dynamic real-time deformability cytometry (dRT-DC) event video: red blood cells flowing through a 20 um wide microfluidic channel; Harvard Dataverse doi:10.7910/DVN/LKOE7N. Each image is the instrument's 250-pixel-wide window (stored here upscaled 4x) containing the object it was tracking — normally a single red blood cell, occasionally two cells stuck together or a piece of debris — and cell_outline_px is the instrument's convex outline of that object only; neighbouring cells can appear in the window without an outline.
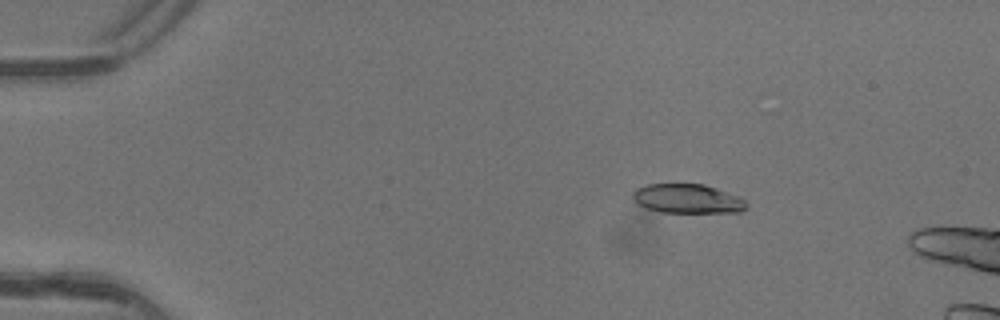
{"species": "common noctule bat (a hibernating species)", "species_latin": "Nyctalus noctula", "temperature_condition": "warm", "stored_images_in_passage": 6, "camera_frame_rate_fps": 3000, "um_per_image_px": 0.085, "animal": {"sex": "female"}, "frame": {"image": 1, "passage_image": 3, "time_ms": 0.667, "image_size_px": [1000, 320], "cell_outline_px": [[748, 204], [740, 212], [660, 212], [648, 208], [640, 204], [632, 196], [632, 192], [636, 188], [644, 184], [704, 184], [740, 196]], "centroid_in_image_um": [58.45, 16.88], "position_along_channel_um": 26.6, "area_um2": 19.25}}